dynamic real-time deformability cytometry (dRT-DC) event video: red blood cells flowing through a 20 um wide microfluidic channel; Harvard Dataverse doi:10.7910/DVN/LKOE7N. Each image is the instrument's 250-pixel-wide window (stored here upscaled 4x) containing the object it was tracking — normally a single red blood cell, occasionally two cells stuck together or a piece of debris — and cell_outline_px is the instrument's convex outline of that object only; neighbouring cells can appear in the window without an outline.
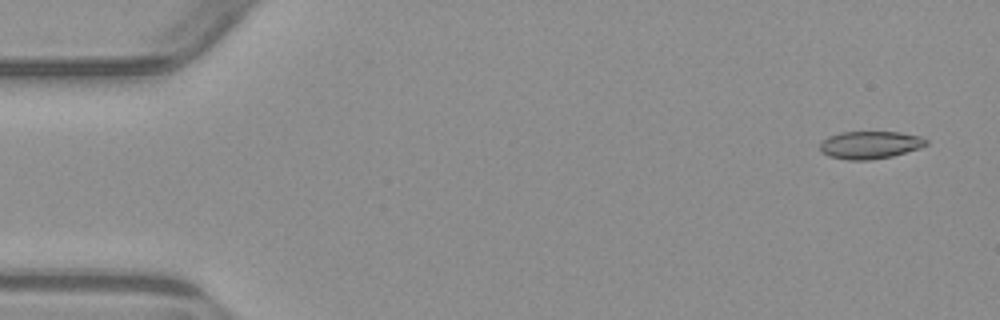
{"species": "common noctule bat (a hibernating species)", "species_latin": "Nyctalus noctula", "temperature_condition": "warm", "stored_images_in_passage": 6, "camera_frame_rate_fps": 3000, "um_per_image_px": 0.085, "animal": {"sex": "male", "body_mass_g": 23.1, "forearm_length_mm": 52.7}, "frame": {"image": 1, "passage_image": 1, "time_ms": 0.0, "image_size_px": [1000, 320], "cell_outline_px": [[928, 144], [920, 148], [892, 156], [868, 160], [848, 160], [828, 156], [820, 152], [820, 144], [828, 136], [840, 132], [900, 132], [920, 136], [928, 140]], "centroid_in_image_um": [73.95, 12.32], "position_along_channel_um": 11.1, "area_um2": 17.17}}
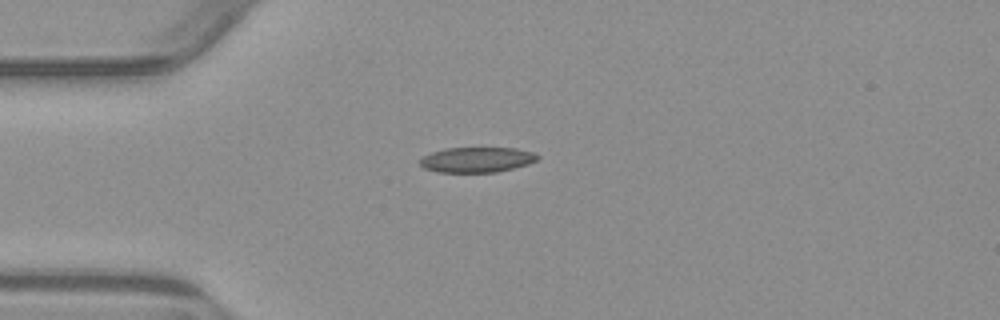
{"frame": {"image": 2, "passage_image": 4, "time_ms": 3.667, "image_size_px": [1000, 320], "cell_outline_px": [[540, 156], [536, 160], [528, 164], [496, 172], [436, 172], [424, 168], [420, 164], [420, 160], [424, 156], [432, 152], [444, 148], [516, 148], [536, 152]], "centroid_in_image_um": [40.55, 13.57], "position_along_channel_um": 44.5, "area_um2": 17.28}}
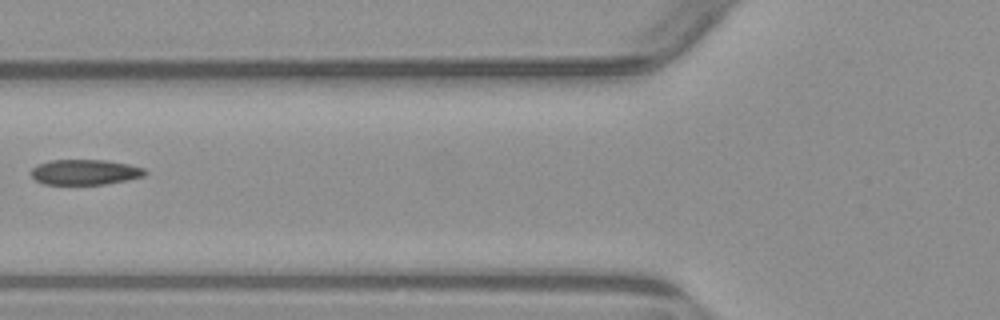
{"frame": {"image": 3, "passage_image": 6, "time_ms": 6.0, "image_size_px": [1000, 320], "cell_outline_px": [[148, 172], [144, 176], [128, 180], [104, 184], [44, 184], [36, 180], [32, 176], [32, 168], [36, 164], [52, 160], [108, 160], [128, 164], [144, 168]], "centroid_in_image_um": [7.24, 14.62], "position_along_channel_um": 118.6, "area_um2": 16.82}}